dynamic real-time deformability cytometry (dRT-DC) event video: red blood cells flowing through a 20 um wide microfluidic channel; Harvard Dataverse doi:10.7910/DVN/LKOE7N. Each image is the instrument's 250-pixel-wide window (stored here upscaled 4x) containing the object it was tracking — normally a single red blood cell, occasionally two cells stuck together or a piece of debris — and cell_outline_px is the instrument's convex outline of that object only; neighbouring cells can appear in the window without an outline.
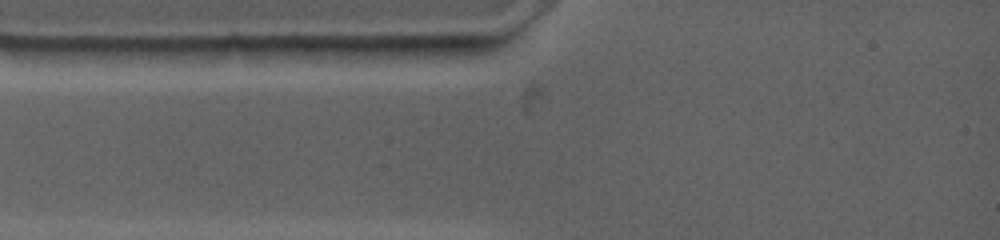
{"species": "common noctule bat (a hibernating species)", "species_latin": "Nyctalus noctula", "temperature_condition": "warm", "stored_images_in_passage": 1, "camera_frame_rate_fps": 4500, "um_per_image_px": 0.085, "animal": {"sex": "female", "body_mass_g": 19.0, "forearm_length_mm": 53.3}, "frame": {"image": 1, "passage_image": 1, "time_ms": 0.0, "image_size_px": [1000, 240], "cell_outline_px": [[264, 48], [248, 56], [220, 64], [184, 64], [140, 56], [116, 48], [228, 44], [240, 44]], "centroid_in_image_um": [16.65, 4.52], "position_along_channel_um": 68.4, "area_um2": 13.87}}